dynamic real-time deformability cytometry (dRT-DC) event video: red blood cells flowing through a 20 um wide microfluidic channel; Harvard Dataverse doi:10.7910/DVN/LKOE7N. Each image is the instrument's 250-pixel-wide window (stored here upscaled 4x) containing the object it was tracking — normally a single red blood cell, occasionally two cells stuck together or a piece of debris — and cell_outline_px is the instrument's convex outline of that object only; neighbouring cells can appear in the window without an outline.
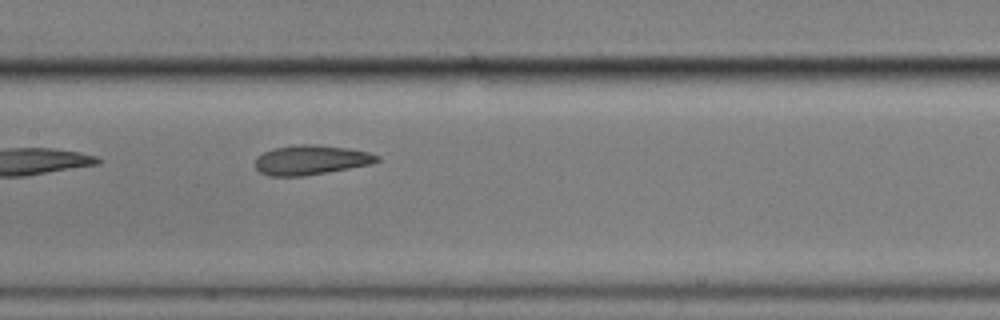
{"species": "common noctule bat (a hibernating species)", "species_latin": "Nyctalus noctula", "temperature_condition": "cold", "stored_images_in_passage": 7, "camera_frame_rate_fps": 3000, "um_per_image_px": 0.085, "animal": {"sex": "male", "body_mass_g": 17.9}, "frame": {"image": 1, "passage_image": 7, "time_ms": 7.333, "image_size_px": [1000, 320], "cell_outline_px": [[380, 160], [372, 164], [304, 176], [268, 176], [260, 172], [256, 168], [256, 156], [264, 152], [276, 148], [300, 144], [316, 144], [348, 148], [368, 152], [380, 156]], "centroid_in_image_um": [26.44, 13.6], "position_along_channel_um": 181.0, "area_um2": 20.98}}